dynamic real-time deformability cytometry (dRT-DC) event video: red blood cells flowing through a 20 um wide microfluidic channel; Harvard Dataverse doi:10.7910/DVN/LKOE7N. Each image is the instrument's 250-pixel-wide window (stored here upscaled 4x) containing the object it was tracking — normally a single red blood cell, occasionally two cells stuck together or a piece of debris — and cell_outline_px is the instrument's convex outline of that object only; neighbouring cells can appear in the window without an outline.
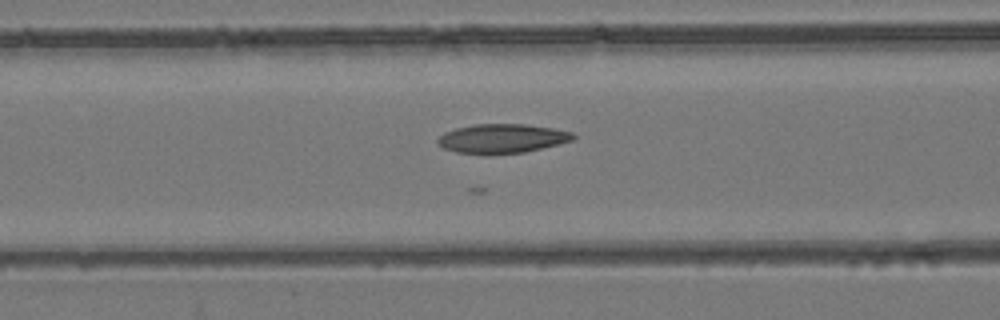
{"species": "common noctule bat (a hibernating species)", "species_latin": "Nyctalus noctula", "temperature_condition": "room temperature", "stored_images_in_passage": 26, "camera_frame_rate_fps": 3000, "um_per_image_px": 0.085, "animal": {"sex": "female", "body_mass_g": 24.6, "forearm_length_mm": 56.2}, "frame": {"image": 1, "passage_image": 11, "time_ms": 3.333, "image_size_px": [1000, 320], "cell_outline_px": [[576, 136], [572, 140], [560, 144], [524, 152], [456, 152], [444, 148], [436, 144], [436, 140], [444, 132], [456, 128], [476, 124], [524, 124], [552, 128], [572, 132]], "centroid_in_image_um": [42.68, 11.74], "position_along_channel_um": 123.9, "area_um2": 22.43}}
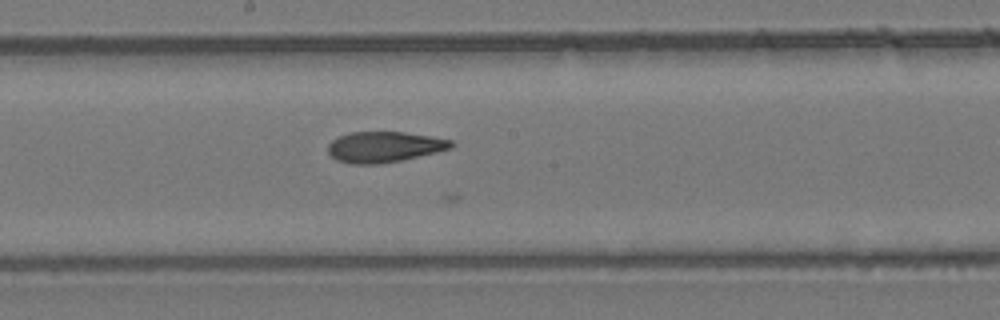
{"frame": {"image": 2, "passage_image": 18, "time_ms": 5.667, "image_size_px": [1000, 320], "cell_outline_px": [[456, 144], [452, 148], [436, 152], [400, 160], [376, 164], [352, 164], [336, 160], [328, 152], [328, 144], [332, 140], [348, 132], [404, 132], [432, 136], [452, 140]], "centroid_in_image_um": [32.67, 12.48], "position_along_channel_um": 215.5, "area_um2": 22.02}}
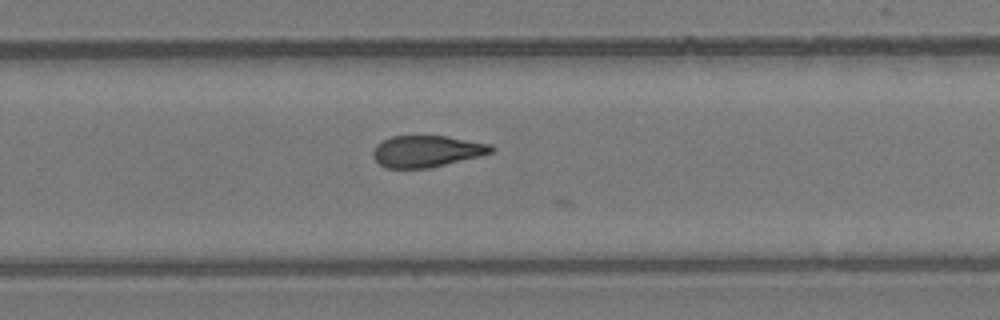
{"frame": {"image": 3, "passage_image": 24, "time_ms": 7.667, "image_size_px": [1000, 320], "cell_outline_px": [[496, 148], [492, 152], [480, 156], [428, 168], [384, 168], [372, 156], [372, 152], [376, 144], [392, 136], [448, 136], [492, 144]], "centroid_in_image_um": [36.28, 12.85], "position_along_channel_um": 293.5, "area_um2": 21.79}}